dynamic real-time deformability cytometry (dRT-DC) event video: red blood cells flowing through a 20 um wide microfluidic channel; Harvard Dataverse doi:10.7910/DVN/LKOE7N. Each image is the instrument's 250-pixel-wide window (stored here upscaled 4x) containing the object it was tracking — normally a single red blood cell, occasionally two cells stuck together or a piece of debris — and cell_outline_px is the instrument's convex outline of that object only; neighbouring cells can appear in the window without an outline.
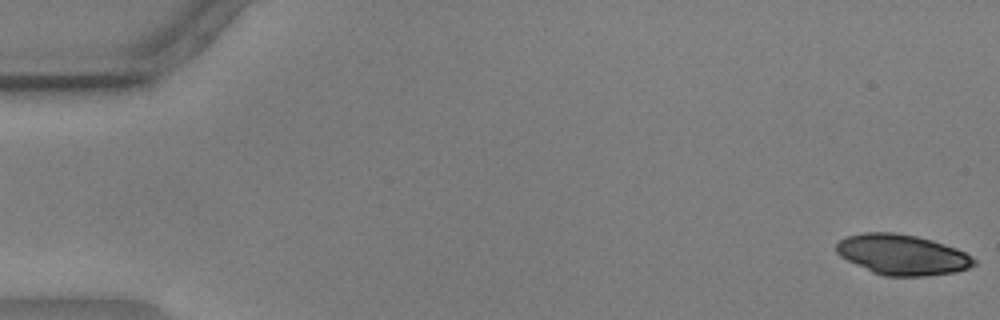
{"species": "common noctule bat (a hibernating species)", "species_latin": "Nyctalus noctula", "temperature_condition": "warm", "stored_images_in_passage": 56, "camera_frame_rate_fps": 3000, "um_per_image_px": 0.085, "animal": {"sex": "male", "body_mass_g": 17.9, "forearm_length_mm": 54.2}, "frame": {"image": 1, "passage_image": 1, "time_ms": 0.0, "image_size_px": [1000, 320], "cell_outline_px": [[976, 264], [968, 268], [956, 272], [924, 276], [884, 276], [872, 272], [840, 256], [836, 252], [836, 244], [840, 240], [848, 236], [864, 232], [892, 232], [916, 236], [932, 240], [956, 248], [972, 256], [976, 260]], "centroid_in_image_um": [76.7, 21.65], "position_along_channel_um": 8.3, "area_um2": 32.31}}